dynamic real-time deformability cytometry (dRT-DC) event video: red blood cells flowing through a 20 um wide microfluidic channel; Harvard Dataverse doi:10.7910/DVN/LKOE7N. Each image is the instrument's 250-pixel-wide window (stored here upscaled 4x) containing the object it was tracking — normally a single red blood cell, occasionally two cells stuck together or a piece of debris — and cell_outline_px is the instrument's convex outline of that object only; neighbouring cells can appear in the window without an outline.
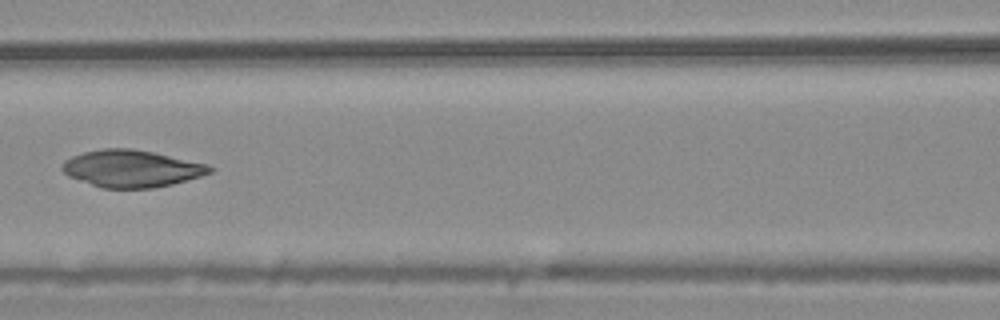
{"species": "common noctule bat (a hibernating species)", "species_latin": "Nyctalus noctula", "temperature_condition": "warm", "stored_images_in_passage": 6, "camera_frame_rate_fps": 3000, "um_per_image_px": 0.085, "animal": {"sex": "male", "body_mass_g": 20.4}, "frame": {"image": 1, "passage_image": 6, "time_ms": 1.667, "image_size_px": [1000, 320], "cell_outline_px": [[216, 168], [212, 172], [200, 176], [172, 184], [152, 188], [100, 188], [68, 176], [60, 168], [64, 160], [72, 156], [84, 152], [104, 148], [132, 148], [152, 152], [208, 164]], "centroid_in_image_um": [11.17, 14.33], "position_along_channel_um": 155.4, "area_um2": 31.91}}